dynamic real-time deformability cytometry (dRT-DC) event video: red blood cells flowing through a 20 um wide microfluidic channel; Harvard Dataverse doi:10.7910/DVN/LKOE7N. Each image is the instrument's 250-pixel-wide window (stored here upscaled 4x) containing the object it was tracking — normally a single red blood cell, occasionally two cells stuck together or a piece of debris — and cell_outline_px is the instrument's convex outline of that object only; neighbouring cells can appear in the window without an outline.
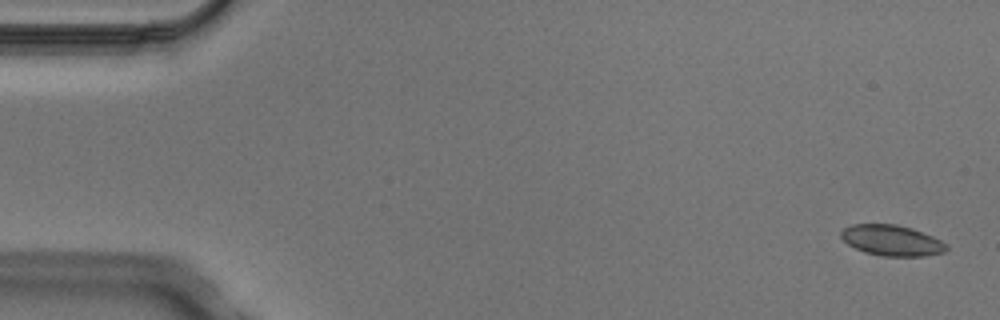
{"species": "Egyptian fruit bat (a non-hibernating species)", "species_latin": "Rousettus aegyptiacus", "temperature_condition": "cold", "stored_images_in_passage": 5, "camera_frame_rate_fps": 3000, "um_per_image_px": 0.085, "animal": {"sex": "male"}, "frame": {"image": 1, "passage_image": 1, "time_ms": 0.0, "image_size_px": [1000, 320], "cell_outline_px": [[948, 248], [944, 252], [924, 256], [884, 256], [864, 252], [848, 244], [840, 236], [840, 232], [844, 228], [852, 224], [896, 224], [932, 236], [948, 244]], "centroid_in_image_um": [75.79, 20.44], "position_along_channel_um": 9.2, "area_um2": 18.67}}